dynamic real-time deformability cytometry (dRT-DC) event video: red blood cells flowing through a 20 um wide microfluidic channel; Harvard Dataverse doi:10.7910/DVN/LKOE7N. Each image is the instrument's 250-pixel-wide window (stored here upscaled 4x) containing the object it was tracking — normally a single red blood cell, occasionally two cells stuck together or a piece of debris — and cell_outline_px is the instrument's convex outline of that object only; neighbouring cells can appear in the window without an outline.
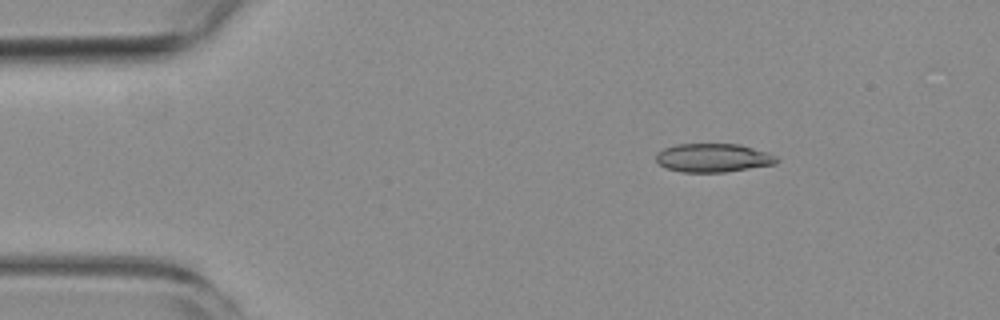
{"species": "common noctule bat (a hibernating species)", "species_latin": "Nyctalus noctula", "temperature_condition": "room temperature", "stored_images_in_passage": 5, "camera_frame_rate_fps": 3000, "um_per_image_px": 0.085, "animal": {"sex": "female", "body_mass_g": 19.3, "forearm_length_mm": 54.1}, "frame": {"image": 1, "passage_image": 3, "time_ms": 2.333, "image_size_px": [1000, 320], "cell_outline_px": [[780, 160], [776, 164], [724, 172], [680, 172], [668, 168], [660, 164], [656, 160], [656, 152], [664, 148], [676, 144], [740, 144], [768, 152], [776, 156]], "centroid_in_image_um": [60.63, 13.41], "position_along_channel_um": 24.4, "area_um2": 20.17}}